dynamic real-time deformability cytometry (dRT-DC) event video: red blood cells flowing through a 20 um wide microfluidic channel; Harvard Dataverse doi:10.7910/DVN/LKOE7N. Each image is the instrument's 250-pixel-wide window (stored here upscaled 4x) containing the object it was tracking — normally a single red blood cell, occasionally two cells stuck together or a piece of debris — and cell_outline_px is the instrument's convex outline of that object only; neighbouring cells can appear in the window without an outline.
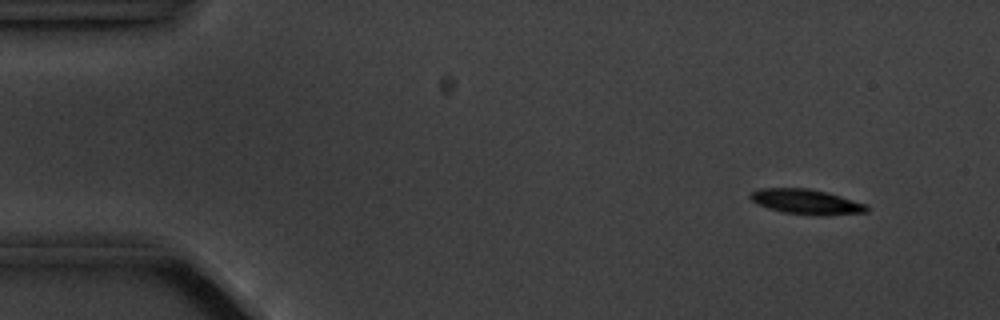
{"species": "common noctule bat (a hibernating species)", "species_latin": "Nyctalus noctula", "temperature_condition": "cold", "stored_images_in_passage": 5, "camera_frame_rate_fps": 3000, "um_per_image_px": 0.085, "animal": {"sex": "male", "body_mass_g": 20.1, "forearm_length_mm": 53.5}, "frame": {"image": 1, "passage_image": 2, "time_ms": 1.0, "image_size_px": [1000, 320], "cell_outline_px": [[868, 212], [824, 216], [784, 212], [768, 208], [756, 204], [748, 196], [752, 192], [760, 188], [808, 188], [828, 192], [864, 204], [868, 208]], "centroid_in_image_um": [68.51, 17.15], "position_along_channel_um": 16.5, "area_um2": 16.88}}